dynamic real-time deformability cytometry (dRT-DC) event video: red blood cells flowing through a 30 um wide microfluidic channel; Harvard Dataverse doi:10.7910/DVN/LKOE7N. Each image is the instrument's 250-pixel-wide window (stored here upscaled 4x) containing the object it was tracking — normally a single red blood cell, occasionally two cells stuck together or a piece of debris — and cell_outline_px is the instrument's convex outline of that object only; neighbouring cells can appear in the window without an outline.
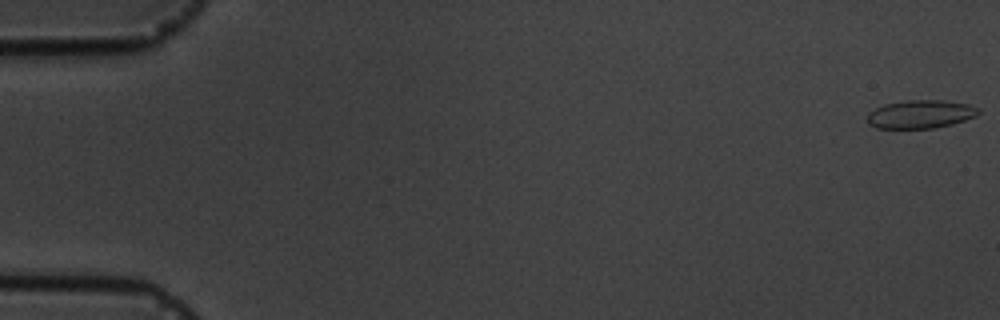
{"species": "common noctule bat (a hibernating species)", "species_latin": "Nyctalus noctula", "temperature_condition": "cold", "stored_images_in_passage": 17, "camera_frame_rate_fps": 3000, "um_per_image_px": 0.085, "animal": {"sex": "male", "body_mass_g": 19.5, "forearm_length_mm": 54.6}, "frame": {"image": 1, "passage_image": 1, "time_ms": 0.0, "image_size_px": [1000, 320], "cell_outline_px": [[980, 112], [976, 116], [952, 124], [936, 128], [876, 128], [868, 124], [868, 112], [884, 104], [908, 100], [944, 100], [968, 104], [980, 108]], "centroid_in_image_um": [78.26, 9.7], "position_along_channel_um": 6.7, "area_um2": 18.38}}
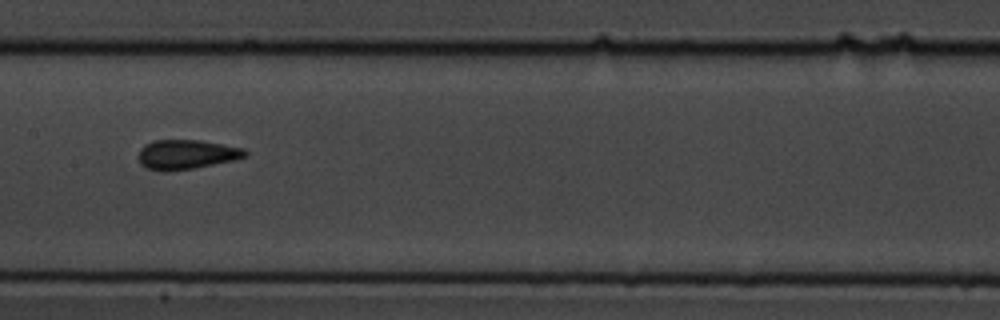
{"frame": {"image": 2, "passage_image": 9, "time_ms": 9.333, "image_size_px": [1000, 320], "cell_outline_px": [[248, 156], [236, 160], [192, 168], [164, 172], [144, 168], [140, 164], [140, 148], [144, 144], [152, 140], [200, 140], [244, 148], [248, 152]], "centroid_in_image_um": [15.86, 13.13], "position_along_channel_um": 191.5, "area_um2": 18.5}}
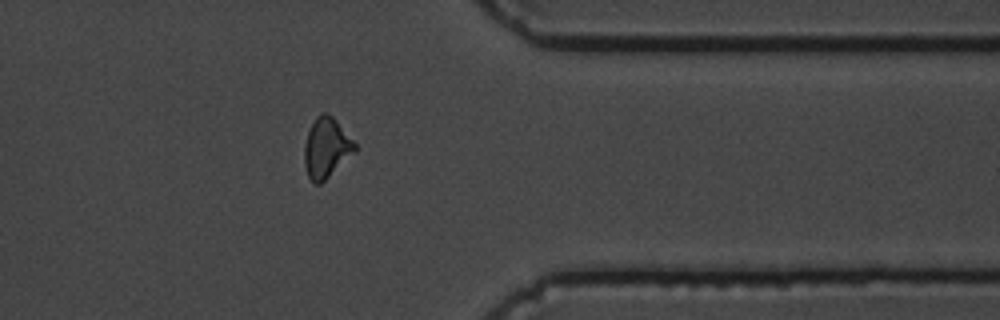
{"frame": {"image": 3, "passage_image": 14, "time_ms": 15.0, "image_size_px": [1000, 320], "cell_outline_px": [[356, 152], [320, 184], [316, 184], [308, 176], [304, 164], [304, 144], [308, 132], [316, 116], [320, 112], [324, 112], [332, 116], [356, 144]], "centroid_in_image_um": [27.73, 12.57], "position_along_channel_um": 383.7, "area_um2": 17.51}, "authors_computed_cell_mechanics": {"area_um2": 17.629, "velocity_mm_per_s": 3.5833, "shape_relaxation_time_tau1_ms": 2.4465, "shape_relaxation_time_tau2_ms": 0.8149, "deformation_change_tau1": 0.1008, "deformation_change_tau2": 0.062}}